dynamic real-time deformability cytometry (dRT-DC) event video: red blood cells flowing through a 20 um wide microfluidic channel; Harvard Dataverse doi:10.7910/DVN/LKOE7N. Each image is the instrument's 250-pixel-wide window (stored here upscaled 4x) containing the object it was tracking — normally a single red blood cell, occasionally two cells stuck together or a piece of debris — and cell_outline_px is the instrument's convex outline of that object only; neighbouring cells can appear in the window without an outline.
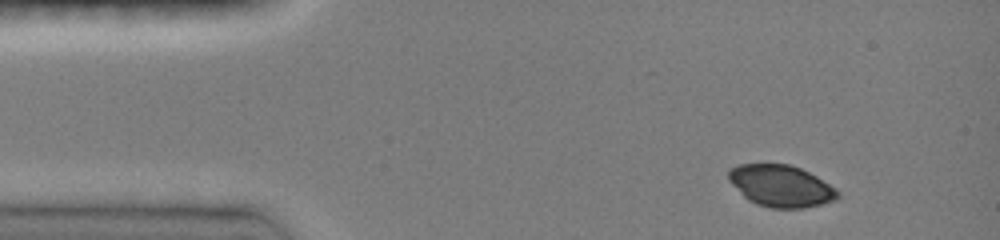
{"species": "common noctule bat (a hibernating species)", "species_latin": "Nyctalus noctula", "temperature_condition": "room temperature", "stored_images_in_passage": 4, "camera_frame_rate_fps": 3000, "um_per_image_px": 0.085, "animal": {"sex": "female", "body_mass_g": 19.0, "forearm_length_mm": 51.5}, "frame": {"image": 1, "passage_image": 1, "time_ms": 0.0, "image_size_px": [1000, 240], "cell_outline_px": [[840, 196], [836, 200], [804, 208], [772, 208], [756, 204], [748, 200], [728, 180], [728, 172], [732, 168], [740, 164], [788, 164], [800, 168], [816, 176], [836, 188], [840, 192]], "centroid_in_image_um": [66.4, 15.81], "position_along_channel_um": 18.6, "area_um2": 26.47}}
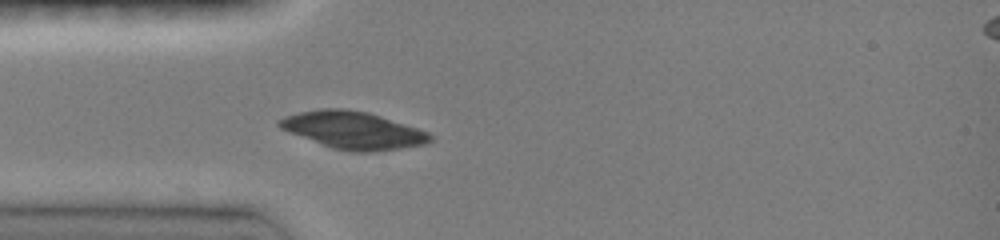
{"frame": {"image": 2, "passage_image": 4, "time_ms": 2.667, "image_size_px": [1000, 240], "cell_outline_px": [[432, 140], [428, 144], [372, 152], [352, 152], [332, 148], [288, 132], [280, 128], [276, 124], [276, 120], [284, 116], [300, 112], [320, 108], [348, 108], [368, 112], [428, 132], [432, 136]], "centroid_in_image_um": [29.98, 11.06], "position_along_channel_um": 55.0, "area_um2": 32.89}}